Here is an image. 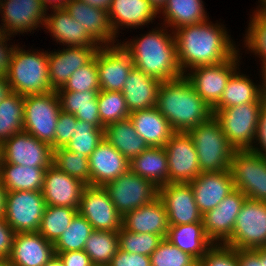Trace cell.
<instances>
[{
    "label": "cell",
    "mask_w": 266,
    "mask_h": 266,
    "mask_svg": "<svg viewBox=\"0 0 266 266\" xmlns=\"http://www.w3.org/2000/svg\"><path fill=\"white\" fill-rule=\"evenodd\" d=\"M157 14L148 0H112L108 9L109 21L116 37L119 26L135 28L147 25Z\"/></svg>",
    "instance_id": "29"
},
{
    "label": "cell",
    "mask_w": 266,
    "mask_h": 266,
    "mask_svg": "<svg viewBox=\"0 0 266 266\" xmlns=\"http://www.w3.org/2000/svg\"><path fill=\"white\" fill-rule=\"evenodd\" d=\"M129 119L148 147H164L174 133L168 120L156 107L133 111Z\"/></svg>",
    "instance_id": "30"
},
{
    "label": "cell",
    "mask_w": 266,
    "mask_h": 266,
    "mask_svg": "<svg viewBox=\"0 0 266 266\" xmlns=\"http://www.w3.org/2000/svg\"><path fill=\"white\" fill-rule=\"evenodd\" d=\"M54 255L53 243L38 232L15 233L8 261L12 266H43Z\"/></svg>",
    "instance_id": "25"
},
{
    "label": "cell",
    "mask_w": 266,
    "mask_h": 266,
    "mask_svg": "<svg viewBox=\"0 0 266 266\" xmlns=\"http://www.w3.org/2000/svg\"><path fill=\"white\" fill-rule=\"evenodd\" d=\"M238 52L239 50L222 63L191 68V73L184 74L197 94L211 108L220 101L228 80L237 71Z\"/></svg>",
    "instance_id": "12"
},
{
    "label": "cell",
    "mask_w": 266,
    "mask_h": 266,
    "mask_svg": "<svg viewBox=\"0 0 266 266\" xmlns=\"http://www.w3.org/2000/svg\"><path fill=\"white\" fill-rule=\"evenodd\" d=\"M158 198L165 206L169 226L202 221L190 183H167L160 186Z\"/></svg>",
    "instance_id": "17"
},
{
    "label": "cell",
    "mask_w": 266,
    "mask_h": 266,
    "mask_svg": "<svg viewBox=\"0 0 266 266\" xmlns=\"http://www.w3.org/2000/svg\"><path fill=\"white\" fill-rule=\"evenodd\" d=\"M118 248V231L93 230L83 250L93 264L109 265Z\"/></svg>",
    "instance_id": "39"
},
{
    "label": "cell",
    "mask_w": 266,
    "mask_h": 266,
    "mask_svg": "<svg viewBox=\"0 0 266 266\" xmlns=\"http://www.w3.org/2000/svg\"><path fill=\"white\" fill-rule=\"evenodd\" d=\"M104 138L129 162L148 148L129 118L105 126Z\"/></svg>",
    "instance_id": "33"
},
{
    "label": "cell",
    "mask_w": 266,
    "mask_h": 266,
    "mask_svg": "<svg viewBox=\"0 0 266 266\" xmlns=\"http://www.w3.org/2000/svg\"><path fill=\"white\" fill-rule=\"evenodd\" d=\"M78 212L92 225L93 230L119 231L122 227V216L104 187L86 186L81 194Z\"/></svg>",
    "instance_id": "14"
},
{
    "label": "cell",
    "mask_w": 266,
    "mask_h": 266,
    "mask_svg": "<svg viewBox=\"0 0 266 266\" xmlns=\"http://www.w3.org/2000/svg\"><path fill=\"white\" fill-rule=\"evenodd\" d=\"M68 1H70V0H42V3H43V5L45 6V8L48 10L49 8H52V9H54V8H62V7H64L65 6V4L68 2ZM51 6V7H49V8H47L49 5Z\"/></svg>",
    "instance_id": "59"
},
{
    "label": "cell",
    "mask_w": 266,
    "mask_h": 266,
    "mask_svg": "<svg viewBox=\"0 0 266 266\" xmlns=\"http://www.w3.org/2000/svg\"><path fill=\"white\" fill-rule=\"evenodd\" d=\"M155 107L174 132H188L214 115L184 75L161 83Z\"/></svg>",
    "instance_id": "2"
},
{
    "label": "cell",
    "mask_w": 266,
    "mask_h": 266,
    "mask_svg": "<svg viewBox=\"0 0 266 266\" xmlns=\"http://www.w3.org/2000/svg\"><path fill=\"white\" fill-rule=\"evenodd\" d=\"M90 186L103 187L130 169V162L105 138L89 156Z\"/></svg>",
    "instance_id": "21"
},
{
    "label": "cell",
    "mask_w": 266,
    "mask_h": 266,
    "mask_svg": "<svg viewBox=\"0 0 266 266\" xmlns=\"http://www.w3.org/2000/svg\"><path fill=\"white\" fill-rule=\"evenodd\" d=\"M24 99L16 92H11L0 103V141L23 131Z\"/></svg>",
    "instance_id": "38"
},
{
    "label": "cell",
    "mask_w": 266,
    "mask_h": 266,
    "mask_svg": "<svg viewBox=\"0 0 266 266\" xmlns=\"http://www.w3.org/2000/svg\"><path fill=\"white\" fill-rule=\"evenodd\" d=\"M64 266H92L93 263L84 250H74L68 252H55Z\"/></svg>",
    "instance_id": "53"
},
{
    "label": "cell",
    "mask_w": 266,
    "mask_h": 266,
    "mask_svg": "<svg viewBox=\"0 0 266 266\" xmlns=\"http://www.w3.org/2000/svg\"><path fill=\"white\" fill-rule=\"evenodd\" d=\"M78 209L47 205L42 216L38 233L46 240L54 243L70 225Z\"/></svg>",
    "instance_id": "40"
},
{
    "label": "cell",
    "mask_w": 266,
    "mask_h": 266,
    "mask_svg": "<svg viewBox=\"0 0 266 266\" xmlns=\"http://www.w3.org/2000/svg\"><path fill=\"white\" fill-rule=\"evenodd\" d=\"M255 140V143L258 141L257 144L262 148L260 149L254 146L251 150L266 157V103L263 104L259 113V122Z\"/></svg>",
    "instance_id": "54"
},
{
    "label": "cell",
    "mask_w": 266,
    "mask_h": 266,
    "mask_svg": "<svg viewBox=\"0 0 266 266\" xmlns=\"http://www.w3.org/2000/svg\"><path fill=\"white\" fill-rule=\"evenodd\" d=\"M207 21L173 31L178 63L183 74H186L187 68L190 70L222 63L237 52L225 28Z\"/></svg>",
    "instance_id": "1"
},
{
    "label": "cell",
    "mask_w": 266,
    "mask_h": 266,
    "mask_svg": "<svg viewBox=\"0 0 266 266\" xmlns=\"http://www.w3.org/2000/svg\"><path fill=\"white\" fill-rule=\"evenodd\" d=\"M100 122L105 127L129 118L130 111L122 92L100 90L97 95Z\"/></svg>",
    "instance_id": "44"
},
{
    "label": "cell",
    "mask_w": 266,
    "mask_h": 266,
    "mask_svg": "<svg viewBox=\"0 0 266 266\" xmlns=\"http://www.w3.org/2000/svg\"><path fill=\"white\" fill-rule=\"evenodd\" d=\"M130 170L160 187L169 183L168 161L164 147H148L130 161Z\"/></svg>",
    "instance_id": "32"
},
{
    "label": "cell",
    "mask_w": 266,
    "mask_h": 266,
    "mask_svg": "<svg viewBox=\"0 0 266 266\" xmlns=\"http://www.w3.org/2000/svg\"><path fill=\"white\" fill-rule=\"evenodd\" d=\"M247 197L238 189L228 194L217 207L203 214L207 237L215 244H224L232 235L236 218Z\"/></svg>",
    "instance_id": "18"
},
{
    "label": "cell",
    "mask_w": 266,
    "mask_h": 266,
    "mask_svg": "<svg viewBox=\"0 0 266 266\" xmlns=\"http://www.w3.org/2000/svg\"><path fill=\"white\" fill-rule=\"evenodd\" d=\"M163 240L160 235L150 233H133L121 227L118 231L119 249L150 256Z\"/></svg>",
    "instance_id": "45"
},
{
    "label": "cell",
    "mask_w": 266,
    "mask_h": 266,
    "mask_svg": "<svg viewBox=\"0 0 266 266\" xmlns=\"http://www.w3.org/2000/svg\"><path fill=\"white\" fill-rule=\"evenodd\" d=\"M77 118L71 113L60 111L55 130V149L65 147L75 134Z\"/></svg>",
    "instance_id": "50"
},
{
    "label": "cell",
    "mask_w": 266,
    "mask_h": 266,
    "mask_svg": "<svg viewBox=\"0 0 266 266\" xmlns=\"http://www.w3.org/2000/svg\"><path fill=\"white\" fill-rule=\"evenodd\" d=\"M0 266H12L8 259H0Z\"/></svg>",
    "instance_id": "67"
},
{
    "label": "cell",
    "mask_w": 266,
    "mask_h": 266,
    "mask_svg": "<svg viewBox=\"0 0 266 266\" xmlns=\"http://www.w3.org/2000/svg\"><path fill=\"white\" fill-rule=\"evenodd\" d=\"M15 231L6 222L4 217H0V259L10 257Z\"/></svg>",
    "instance_id": "52"
},
{
    "label": "cell",
    "mask_w": 266,
    "mask_h": 266,
    "mask_svg": "<svg viewBox=\"0 0 266 266\" xmlns=\"http://www.w3.org/2000/svg\"><path fill=\"white\" fill-rule=\"evenodd\" d=\"M4 163L28 167H50L53 149L46 142L22 131L3 142Z\"/></svg>",
    "instance_id": "15"
},
{
    "label": "cell",
    "mask_w": 266,
    "mask_h": 266,
    "mask_svg": "<svg viewBox=\"0 0 266 266\" xmlns=\"http://www.w3.org/2000/svg\"><path fill=\"white\" fill-rule=\"evenodd\" d=\"M261 64H263V67L261 69L263 81H262V85H260V86H261L262 97L266 103V63H261Z\"/></svg>",
    "instance_id": "61"
},
{
    "label": "cell",
    "mask_w": 266,
    "mask_h": 266,
    "mask_svg": "<svg viewBox=\"0 0 266 266\" xmlns=\"http://www.w3.org/2000/svg\"><path fill=\"white\" fill-rule=\"evenodd\" d=\"M264 103H245L221 108L214 113V117L219 121L227 141L235 150L252 149L254 147L259 113Z\"/></svg>",
    "instance_id": "6"
},
{
    "label": "cell",
    "mask_w": 266,
    "mask_h": 266,
    "mask_svg": "<svg viewBox=\"0 0 266 266\" xmlns=\"http://www.w3.org/2000/svg\"><path fill=\"white\" fill-rule=\"evenodd\" d=\"M202 0H167L162 9L165 27L177 30L180 27L208 20Z\"/></svg>",
    "instance_id": "37"
},
{
    "label": "cell",
    "mask_w": 266,
    "mask_h": 266,
    "mask_svg": "<svg viewBox=\"0 0 266 266\" xmlns=\"http://www.w3.org/2000/svg\"><path fill=\"white\" fill-rule=\"evenodd\" d=\"M195 202L201 214H205L234 190L230 170L200 173L190 182Z\"/></svg>",
    "instance_id": "23"
},
{
    "label": "cell",
    "mask_w": 266,
    "mask_h": 266,
    "mask_svg": "<svg viewBox=\"0 0 266 266\" xmlns=\"http://www.w3.org/2000/svg\"><path fill=\"white\" fill-rule=\"evenodd\" d=\"M224 244L234 249L266 247V202L246 199Z\"/></svg>",
    "instance_id": "11"
},
{
    "label": "cell",
    "mask_w": 266,
    "mask_h": 266,
    "mask_svg": "<svg viewBox=\"0 0 266 266\" xmlns=\"http://www.w3.org/2000/svg\"><path fill=\"white\" fill-rule=\"evenodd\" d=\"M109 266H151L150 256L129 253L118 248Z\"/></svg>",
    "instance_id": "51"
},
{
    "label": "cell",
    "mask_w": 266,
    "mask_h": 266,
    "mask_svg": "<svg viewBox=\"0 0 266 266\" xmlns=\"http://www.w3.org/2000/svg\"><path fill=\"white\" fill-rule=\"evenodd\" d=\"M60 99L61 110L76 116L79 121L104 127L100 122L97 95L99 91L73 92L56 91Z\"/></svg>",
    "instance_id": "34"
},
{
    "label": "cell",
    "mask_w": 266,
    "mask_h": 266,
    "mask_svg": "<svg viewBox=\"0 0 266 266\" xmlns=\"http://www.w3.org/2000/svg\"><path fill=\"white\" fill-rule=\"evenodd\" d=\"M103 187L122 217L158 198L159 187L130 169Z\"/></svg>",
    "instance_id": "9"
},
{
    "label": "cell",
    "mask_w": 266,
    "mask_h": 266,
    "mask_svg": "<svg viewBox=\"0 0 266 266\" xmlns=\"http://www.w3.org/2000/svg\"><path fill=\"white\" fill-rule=\"evenodd\" d=\"M119 44L101 46L96 52L100 90L122 92L134 67L130 54Z\"/></svg>",
    "instance_id": "16"
},
{
    "label": "cell",
    "mask_w": 266,
    "mask_h": 266,
    "mask_svg": "<svg viewBox=\"0 0 266 266\" xmlns=\"http://www.w3.org/2000/svg\"><path fill=\"white\" fill-rule=\"evenodd\" d=\"M161 83L158 79L133 67L122 89L130 113L155 107Z\"/></svg>",
    "instance_id": "28"
},
{
    "label": "cell",
    "mask_w": 266,
    "mask_h": 266,
    "mask_svg": "<svg viewBox=\"0 0 266 266\" xmlns=\"http://www.w3.org/2000/svg\"><path fill=\"white\" fill-rule=\"evenodd\" d=\"M172 35L163 28L153 29L142 38L120 45L130 54L134 67L160 82L171 81L184 75L178 63L173 32Z\"/></svg>",
    "instance_id": "3"
},
{
    "label": "cell",
    "mask_w": 266,
    "mask_h": 266,
    "mask_svg": "<svg viewBox=\"0 0 266 266\" xmlns=\"http://www.w3.org/2000/svg\"><path fill=\"white\" fill-rule=\"evenodd\" d=\"M6 36L3 27L0 25V39L4 38Z\"/></svg>",
    "instance_id": "68"
},
{
    "label": "cell",
    "mask_w": 266,
    "mask_h": 266,
    "mask_svg": "<svg viewBox=\"0 0 266 266\" xmlns=\"http://www.w3.org/2000/svg\"><path fill=\"white\" fill-rule=\"evenodd\" d=\"M158 13L165 7L167 0H148Z\"/></svg>",
    "instance_id": "62"
},
{
    "label": "cell",
    "mask_w": 266,
    "mask_h": 266,
    "mask_svg": "<svg viewBox=\"0 0 266 266\" xmlns=\"http://www.w3.org/2000/svg\"><path fill=\"white\" fill-rule=\"evenodd\" d=\"M198 266H239L237 249L226 244H213L198 261Z\"/></svg>",
    "instance_id": "49"
},
{
    "label": "cell",
    "mask_w": 266,
    "mask_h": 266,
    "mask_svg": "<svg viewBox=\"0 0 266 266\" xmlns=\"http://www.w3.org/2000/svg\"><path fill=\"white\" fill-rule=\"evenodd\" d=\"M23 131L46 142L55 150V130L61 111L56 91L24 96Z\"/></svg>",
    "instance_id": "7"
},
{
    "label": "cell",
    "mask_w": 266,
    "mask_h": 266,
    "mask_svg": "<svg viewBox=\"0 0 266 266\" xmlns=\"http://www.w3.org/2000/svg\"><path fill=\"white\" fill-rule=\"evenodd\" d=\"M64 8L72 18L85 26L88 34L100 46L114 45L116 36L109 21L108 10L89 5L81 0H70Z\"/></svg>",
    "instance_id": "24"
},
{
    "label": "cell",
    "mask_w": 266,
    "mask_h": 266,
    "mask_svg": "<svg viewBox=\"0 0 266 266\" xmlns=\"http://www.w3.org/2000/svg\"><path fill=\"white\" fill-rule=\"evenodd\" d=\"M103 139L104 127H96L91 123L77 120L75 134L64 148L82 153L89 158Z\"/></svg>",
    "instance_id": "43"
},
{
    "label": "cell",
    "mask_w": 266,
    "mask_h": 266,
    "mask_svg": "<svg viewBox=\"0 0 266 266\" xmlns=\"http://www.w3.org/2000/svg\"><path fill=\"white\" fill-rule=\"evenodd\" d=\"M239 266H262V258L253 249H237Z\"/></svg>",
    "instance_id": "56"
},
{
    "label": "cell",
    "mask_w": 266,
    "mask_h": 266,
    "mask_svg": "<svg viewBox=\"0 0 266 266\" xmlns=\"http://www.w3.org/2000/svg\"><path fill=\"white\" fill-rule=\"evenodd\" d=\"M100 47L76 46L47 52L49 80L54 91L62 88L69 77L89 63Z\"/></svg>",
    "instance_id": "22"
},
{
    "label": "cell",
    "mask_w": 266,
    "mask_h": 266,
    "mask_svg": "<svg viewBox=\"0 0 266 266\" xmlns=\"http://www.w3.org/2000/svg\"><path fill=\"white\" fill-rule=\"evenodd\" d=\"M57 91H100L99 73L96 65V54L94 58L77 69L66 81L64 86Z\"/></svg>",
    "instance_id": "46"
},
{
    "label": "cell",
    "mask_w": 266,
    "mask_h": 266,
    "mask_svg": "<svg viewBox=\"0 0 266 266\" xmlns=\"http://www.w3.org/2000/svg\"><path fill=\"white\" fill-rule=\"evenodd\" d=\"M3 165H4V149H3V142L0 141V173Z\"/></svg>",
    "instance_id": "65"
},
{
    "label": "cell",
    "mask_w": 266,
    "mask_h": 266,
    "mask_svg": "<svg viewBox=\"0 0 266 266\" xmlns=\"http://www.w3.org/2000/svg\"><path fill=\"white\" fill-rule=\"evenodd\" d=\"M11 36L6 35L4 38L0 39V76L7 77V73L10 67V62L12 60L13 53L17 45H11L8 48L6 41L10 40Z\"/></svg>",
    "instance_id": "55"
},
{
    "label": "cell",
    "mask_w": 266,
    "mask_h": 266,
    "mask_svg": "<svg viewBox=\"0 0 266 266\" xmlns=\"http://www.w3.org/2000/svg\"><path fill=\"white\" fill-rule=\"evenodd\" d=\"M253 250L262 258V266H266V247Z\"/></svg>",
    "instance_id": "64"
},
{
    "label": "cell",
    "mask_w": 266,
    "mask_h": 266,
    "mask_svg": "<svg viewBox=\"0 0 266 266\" xmlns=\"http://www.w3.org/2000/svg\"><path fill=\"white\" fill-rule=\"evenodd\" d=\"M151 266H198V261L190 254L163 239L150 255Z\"/></svg>",
    "instance_id": "47"
},
{
    "label": "cell",
    "mask_w": 266,
    "mask_h": 266,
    "mask_svg": "<svg viewBox=\"0 0 266 266\" xmlns=\"http://www.w3.org/2000/svg\"><path fill=\"white\" fill-rule=\"evenodd\" d=\"M7 79L11 90L21 96L49 93L51 88L47 52L26 51L16 47Z\"/></svg>",
    "instance_id": "4"
},
{
    "label": "cell",
    "mask_w": 266,
    "mask_h": 266,
    "mask_svg": "<svg viewBox=\"0 0 266 266\" xmlns=\"http://www.w3.org/2000/svg\"><path fill=\"white\" fill-rule=\"evenodd\" d=\"M11 92L12 90L7 77L0 76V103Z\"/></svg>",
    "instance_id": "57"
},
{
    "label": "cell",
    "mask_w": 266,
    "mask_h": 266,
    "mask_svg": "<svg viewBox=\"0 0 266 266\" xmlns=\"http://www.w3.org/2000/svg\"><path fill=\"white\" fill-rule=\"evenodd\" d=\"M43 266H64L63 262L61 261L60 257L55 254L48 263L44 264Z\"/></svg>",
    "instance_id": "63"
},
{
    "label": "cell",
    "mask_w": 266,
    "mask_h": 266,
    "mask_svg": "<svg viewBox=\"0 0 266 266\" xmlns=\"http://www.w3.org/2000/svg\"><path fill=\"white\" fill-rule=\"evenodd\" d=\"M48 167H28L4 163L0 177L7 192L42 191L44 176Z\"/></svg>",
    "instance_id": "35"
},
{
    "label": "cell",
    "mask_w": 266,
    "mask_h": 266,
    "mask_svg": "<svg viewBox=\"0 0 266 266\" xmlns=\"http://www.w3.org/2000/svg\"><path fill=\"white\" fill-rule=\"evenodd\" d=\"M46 206L42 192H6L4 218L15 233L38 232Z\"/></svg>",
    "instance_id": "10"
},
{
    "label": "cell",
    "mask_w": 266,
    "mask_h": 266,
    "mask_svg": "<svg viewBox=\"0 0 266 266\" xmlns=\"http://www.w3.org/2000/svg\"><path fill=\"white\" fill-rule=\"evenodd\" d=\"M92 266H109V265L93 264Z\"/></svg>",
    "instance_id": "69"
},
{
    "label": "cell",
    "mask_w": 266,
    "mask_h": 266,
    "mask_svg": "<svg viewBox=\"0 0 266 266\" xmlns=\"http://www.w3.org/2000/svg\"><path fill=\"white\" fill-rule=\"evenodd\" d=\"M261 1V7L259 5V8L258 10L254 11V12H258V13H262V14H266V0H260Z\"/></svg>",
    "instance_id": "66"
},
{
    "label": "cell",
    "mask_w": 266,
    "mask_h": 266,
    "mask_svg": "<svg viewBox=\"0 0 266 266\" xmlns=\"http://www.w3.org/2000/svg\"><path fill=\"white\" fill-rule=\"evenodd\" d=\"M53 13L46 15L44 27L51 32L56 41L67 47L88 46L101 47L71 15L62 8H54Z\"/></svg>",
    "instance_id": "26"
},
{
    "label": "cell",
    "mask_w": 266,
    "mask_h": 266,
    "mask_svg": "<svg viewBox=\"0 0 266 266\" xmlns=\"http://www.w3.org/2000/svg\"><path fill=\"white\" fill-rule=\"evenodd\" d=\"M84 183L53 164L46 169L42 194L46 205L79 208Z\"/></svg>",
    "instance_id": "20"
},
{
    "label": "cell",
    "mask_w": 266,
    "mask_h": 266,
    "mask_svg": "<svg viewBox=\"0 0 266 266\" xmlns=\"http://www.w3.org/2000/svg\"><path fill=\"white\" fill-rule=\"evenodd\" d=\"M250 21L245 46L266 63V14L255 12Z\"/></svg>",
    "instance_id": "48"
},
{
    "label": "cell",
    "mask_w": 266,
    "mask_h": 266,
    "mask_svg": "<svg viewBox=\"0 0 266 266\" xmlns=\"http://www.w3.org/2000/svg\"><path fill=\"white\" fill-rule=\"evenodd\" d=\"M2 11V12H1ZM42 0H2L0 13L3 14V30L6 35L24 33L44 25L47 15Z\"/></svg>",
    "instance_id": "19"
},
{
    "label": "cell",
    "mask_w": 266,
    "mask_h": 266,
    "mask_svg": "<svg viewBox=\"0 0 266 266\" xmlns=\"http://www.w3.org/2000/svg\"><path fill=\"white\" fill-rule=\"evenodd\" d=\"M197 151L201 173L230 170L234 148L214 115L188 131Z\"/></svg>",
    "instance_id": "5"
},
{
    "label": "cell",
    "mask_w": 266,
    "mask_h": 266,
    "mask_svg": "<svg viewBox=\"0 0 266 266\" xmlns=\"http://www.w3.org/2000/svg\"><path fill=\"white\" fill-rule=\"evenodd\" d=\"M53 165L64 173L90 186L89 158L82 153H75L64 147L53 150Z\"/></svg>",
    "instance_id": "42"
},
{
    "label": "cell",
    "mask_w": 266,
    "mask_h": 266,
    "mask_svg": "<svg viewBox=\"0 0 266 266\" xmlns=\"http://www.w3.org/2000/svg\"><path fill=\"white\" fill-rule=\"evenodd\" d=\"M166 239L199 261L214 244L204 231L203 221L169 226Z\"/></svg>",
    "instance_id": "31"
},
{
    "label": "cell",
    "mask_w": 266,
    "mask_h": 266,
    "mask_svg": "<svg viewBox=\"0 0 266 266\" xmlns=\"http://www.w3.org/2000/svg\"><path fill=\"white\" fill-rule=\"evenodd\" d=\"M169 183H190L200 173L197 151L188 132H174L164 145Z\"/></svg>",
    "instance_id": "13"
},
{
    "label": "cell",
    "mask_w": 266,
    "mask_h": 266,
    "mask_svg": "<svg viewBox=\"0 0 266 266\" xmlns=\"http://www.w3.org/2000/svg\"><path fill=\"white\" fill-rule=\"evenodd\" d=\"M265 102L260 84L255 85L248 76L235 72L226 85L220 101L212 108L213 114L221 109L245 103Z\"/></svg>",
    "instance_id": "36"
},
{
    "label": "cell",
    "mask_w": 266,
    "mask_h": 266,
    "mask_svg": "<svg viewBox=\"0 0 266 266\" xmlns=\"http://www.w3.org/2000/svg\"><path fill=\"white\" fill-rule=\"evenodd\" d=\"M122 227L133 233H150L166 238L169 223L165 206L159 198L126 213L122 217Z\"/></svg>",
    "instance_id": "27"
},
{
    "label": "cell",
    "mask_w": 266,
    "mask_h": 266,
    "mask_svg": "<svg viewBox=\"0 0 266 266\" xmlns=\"http://www.w3.org/2000/svg\"><path fill=\"white\" fill-rule=\"evenodd\" d=\"M230 172L234 189L247 199L266 202V157L251 149L234 150Z\"/></svg>",
    "instance_id": "8"
},
{
    "label": "cell",
    "mask_w": 266,
    "mask_h": 266,
    "mask_svg": "<svg viewBox=\"0 0 266 266\" xmlns=\"http://www.w3.org/2000/svg\"><path fill=\"white\" fill-rule=\"evenodd\" d=\"M92 231V225L78 212L68 228L53 243L54 252L83 250Z\"/></svg>",
    "instance_id": "41"
},
{
    "label": "cell",
    "mask_w": 266,
    "mask_h": 266,
    "mask_svg": "<svg viewBox=\"0 0 266 266\" xmlns=\"http://www.w3.org/2000/svg\"><path fill=\"white\" fill-rule=\"evenodd\" d=\"M6 192L0 177V217H4Z\"/></svg>",
    "instance_id": "60"
},
{
    "label": "cell",
    "mask_w": 266,
    "mask_h": 266,
    "mask_svg": "<svg viewBox=\"0 0 266 266\" xmlns=\"http://www.w3.org/2000/svg\"><path fill=\"white\" fill-rule=\"evenodd\" d=\"M89 5L108 10L112 0H81Z\"/></svg>",
    "instance_id": "58"
}]
</instances>
